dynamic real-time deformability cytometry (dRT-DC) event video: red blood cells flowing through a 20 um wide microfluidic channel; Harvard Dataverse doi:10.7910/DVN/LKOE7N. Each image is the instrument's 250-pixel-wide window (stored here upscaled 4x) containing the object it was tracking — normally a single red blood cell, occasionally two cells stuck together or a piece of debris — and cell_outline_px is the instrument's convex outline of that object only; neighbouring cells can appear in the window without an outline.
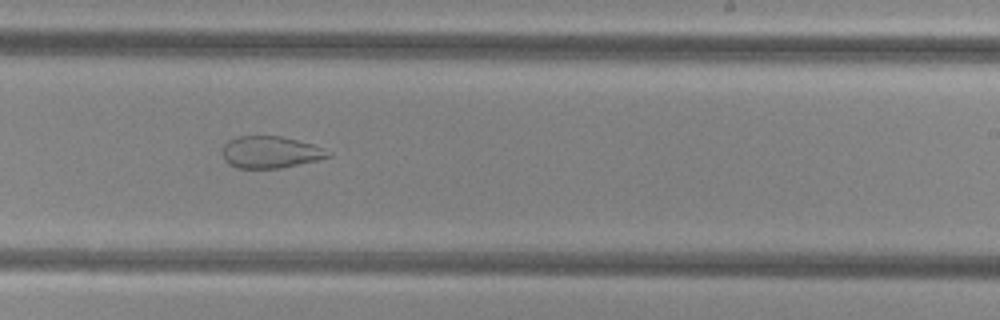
{"species": "common noctule bat (a hibernating species)", "species_latin": "Nyctalus noctula", "temperature_condition": "cold", "stored_images_in_passage": 37, "camera_frame_rate_fps": 3000, "um_per_image_px": 0.085, "animal": {"sex": "female", "body_mass_g": 29.2, "forearm_length_mm": 56.3}, "frame": {"image": 1, "passage_image": 22, "time_ms": 7.0, "image_size_px": [1000, 320], "cell_outline_px": [[332, 156], [316, 160], [280, 168], [236, 168], [228, 164], [224, 160], [224, 144], [228, 140], [236, 136], [280, 136], [312, 144], [332, 152]], "centroid_in_image_um": [22.97, 12.93], "position_along_channel_um": 266.0, "area_um2": 19.54}}